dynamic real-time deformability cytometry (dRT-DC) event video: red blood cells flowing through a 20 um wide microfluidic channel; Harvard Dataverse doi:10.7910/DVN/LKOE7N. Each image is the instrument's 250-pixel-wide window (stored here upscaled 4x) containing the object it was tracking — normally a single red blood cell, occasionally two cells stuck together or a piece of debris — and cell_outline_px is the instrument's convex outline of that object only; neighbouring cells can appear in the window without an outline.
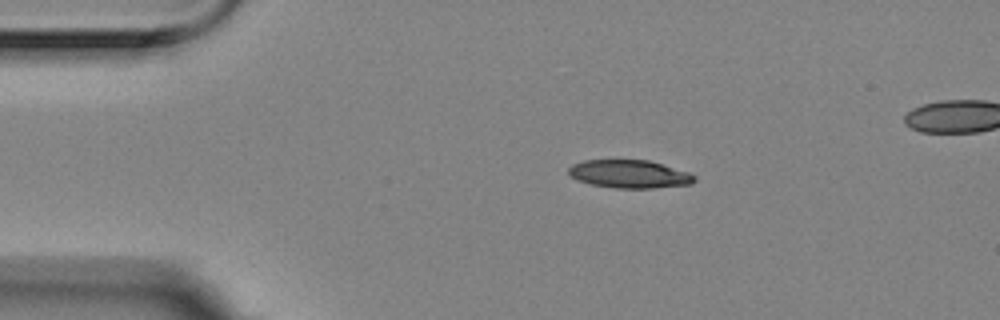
{"species": "Egyptian fruit bat (a non-hibernating species)", "species_latin": "Rousettus aegyptiacus", "temperature_condition": "room temperature", "stored_images_in_passage": 5, "camera_frame_rate_fps": 3000, "um_per_image_px": 0.085, "animal": {"sex": "female"}, "frame": {"image": 1, "passage_image": 1, "time_ms": 0.0, "image_size_px": [1000, 320], "cell_outline_px": [[696, 180], [692, 184], [652, 188], [612, 188], [588, 184], [576, 180], [568, 172], [568, 168], [572, 164], [584, 160], [648, 160], [688, 172], [696, 176]], "centroid_in_image_um": [53.48, 14.8], "position_along_channel_um": 31.5, "area_um2": 20.69}}
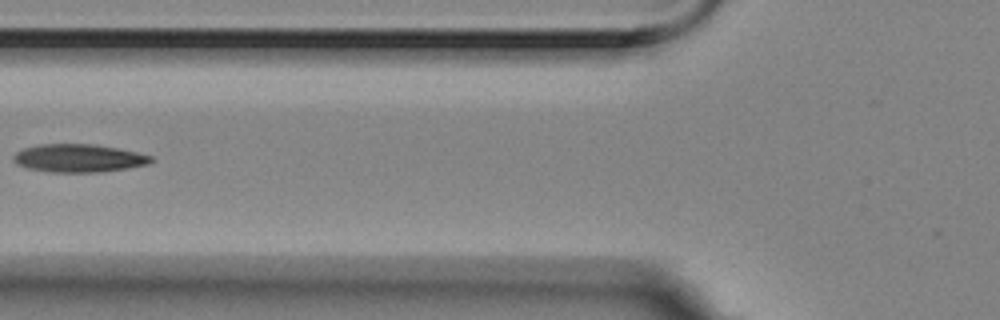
{"frame": {"image": 2, "passage_image": 4, "time_ms": 1.0, "image_size_px": [1000, 320], "cell_outline_px": [[156, 160], [148, 164], [128, 168], [100, 172], [52, 172], [28, 168], [16, 164], [12, 160], [12, 156], [16, 152], [24, 148], [40, 144], [96, 144], [136, 152], [152, 156]], "centroid_in_image_um": [6.69, 13.44], "position_along_channel_um": 119.1, "area_um2": 22.54}}
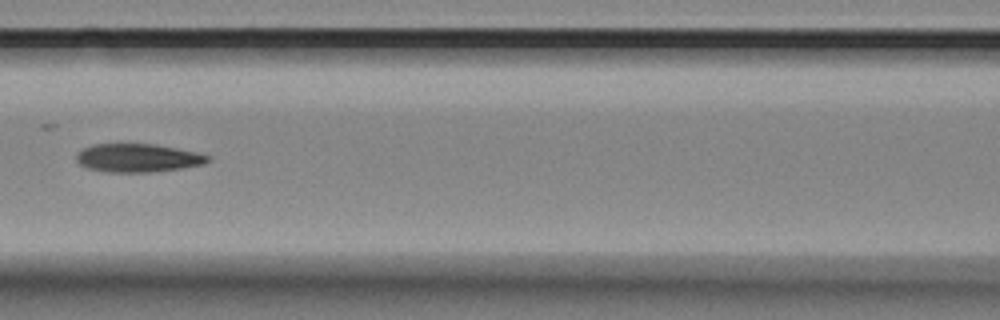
{"frame": {"image": 3, "passage_image": 5, "time_ms": 1.333, "image_size_px": [1000, 320], "cell_outline_px": [[212, 160], [204, 164], [180, 168], [152, 172], [104, 172], [88, 168], [80, 164], [76, 160], [76, 152], [92, 144], [156, 144], [196, 152], [212, 156]], "centroid_in_image_um": [11.72, 13.42], "position_along_channel_um": 154.9, "area_um2": 21.85}}